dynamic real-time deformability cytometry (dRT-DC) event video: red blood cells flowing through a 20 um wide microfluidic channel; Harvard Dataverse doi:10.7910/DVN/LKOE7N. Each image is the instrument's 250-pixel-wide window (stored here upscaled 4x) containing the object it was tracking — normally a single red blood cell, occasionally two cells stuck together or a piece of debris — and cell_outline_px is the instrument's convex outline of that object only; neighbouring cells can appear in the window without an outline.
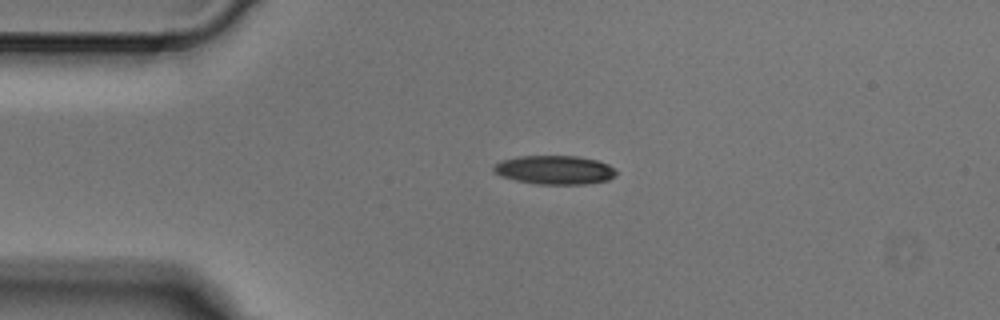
{"species": "Egyptian fruit bat (a non-hibernating species)", "species_latin": "Rousettus aegyptiacus", "temperature_condition": "cold", "stored_images_in_passage": 6, "camera_frame_rate_fps": 3000, "um_per_image_px": 0.085, "animal": {"sex": "male"}, "frame": {"image": 1, "passage_image": 2, "time_ms": 0.333, "image_size_px": [1000, 320], "cell_outline_px": [[616, 176], [608, 180], [588, 184], [536, 184], [516, 180], [500, 176], [492, 168], [500, 160], [520, 156], [576, 156], [596, 160], [608, 164], [616, 168]], "centroid_in_image_um": [47.17, 14.44], "position_along_channel_um": 37.8, "area_um2": 20.63}}
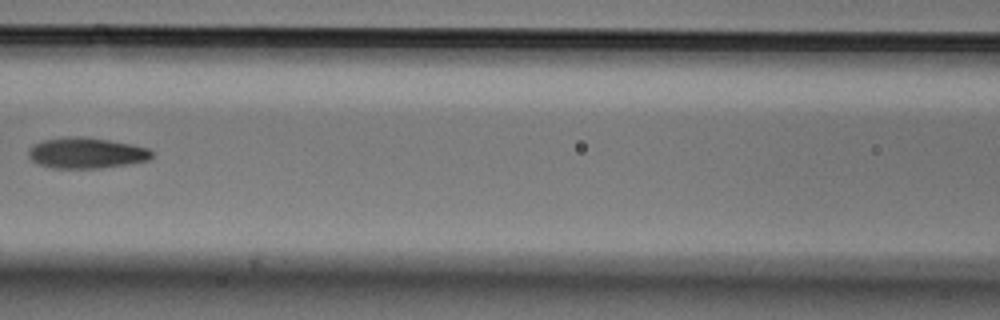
{"frame": {"image": 2, "passage_image": 5, "time_ms": 1.333, "image_size_px": [1000, 320], "cell_outline_px": [[152, 156], [148, 160], [128, 164], [100, 168], [52, 168], [40, 164], [32, 160], [28, 156], [28, 148], [32, 144], [40, 140], [64, 136], [84, 136], [132, 144], [148, 148], [152, 152]], "centroid_in_image_um": [7.29, 12.98], "position_along_channel_um": 159.3, "area_um2": 22.37}}
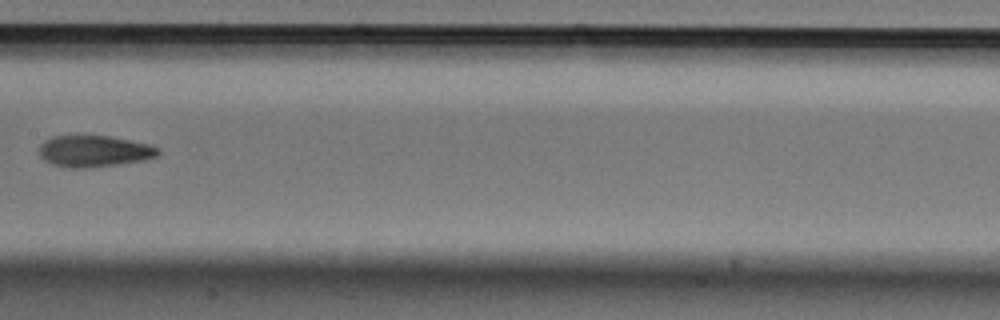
{"frame": {"image": 3, "passage_image": 6, "time_ms": 1.667, "image_size_px": [1000, 320], "cell_outline_px": [[160, 152], [156, 156], [144, 160], [88, 168], [68, 168], [52, 164], [44, 160], [40, 156], [40, 144], [44, 140], [52, 136], [108, 136], [148, 144], [160, 148]], "centroid_in_image_um": [7.97, 12.85], "position_along_channel_um": 199.4, "area_um2": 21.68}}